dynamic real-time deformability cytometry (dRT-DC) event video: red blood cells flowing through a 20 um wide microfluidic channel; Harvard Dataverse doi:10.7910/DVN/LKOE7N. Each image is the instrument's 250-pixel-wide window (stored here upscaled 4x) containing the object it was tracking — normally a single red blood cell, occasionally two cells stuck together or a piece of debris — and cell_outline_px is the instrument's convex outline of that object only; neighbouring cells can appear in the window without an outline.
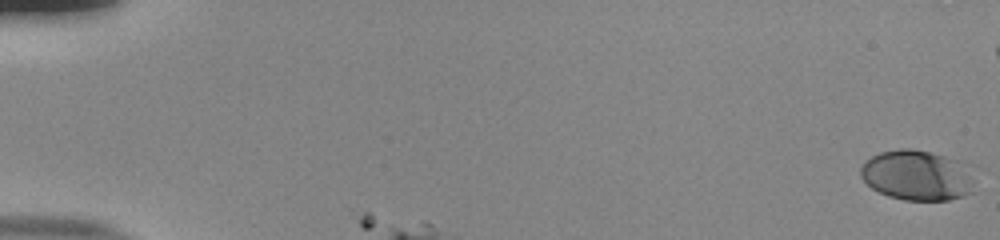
{"species": "human", "species_latin": "Homo sapiens", "temperature_condition": "room temperature", "stored_images_in_passage": 34, "camera_frame_rate_fps": 3000, "um_per_image_px": 0.085, "donor": {"sex": "male"}, "frame": {"image": 1, "passage_image": 1, "time_ms": 0.0, "image_size_px": [1000, 240], "cell_outline_px": [[976, 192], [964, 196], [948, 200], [904, 200], [888, 196], [872, 188], [860, 176], [860, 168], [864, 160], [880, 152], [900, 148], [912, 148], [964, 160]], "centroid_in_image_um": [77.96, 14.89], "position_along_channel_um": 7.0, "area_um2": 33.76}}
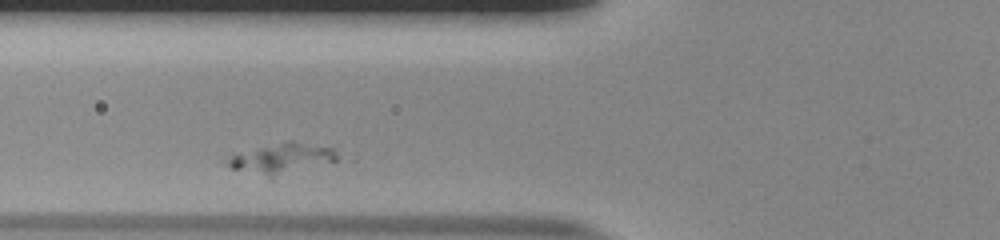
{"frame": {"image": 2, "passage_image": 8, "time_ms": 2.333, "image_size_px": [1000, 240], "cell_outline_px": [[336, 160], [272, 180], [232, 168], [228, 164], [228, 152], [288, 140], [296, 140], [336, 144]], "centroid_in_image_um": [23.96, 13.43], "position_along_channel_um": 101.8, "area_um2": 21.27}}
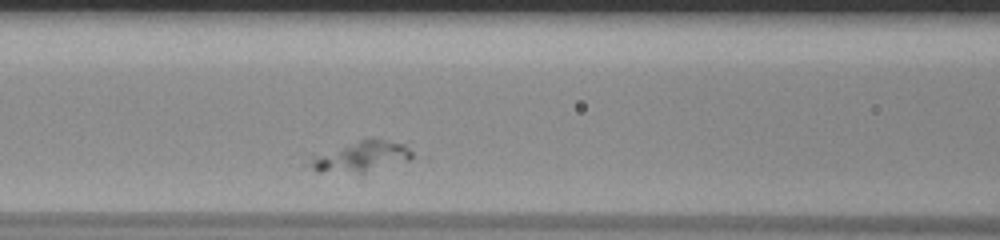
{"frame": {"image": 3, "passage_image": 11, "time_ms": 3.333, "image_size_px": [1000, 240], "cell_outline_px": [[420, 156], [408, 160], [364, 172], [320, 172], [304, 164], [312, 156], [360, 140], [408, 140]], "centroid_in_image_um": [30.86, 13.28], "position_along_channel_um": 135.7, "area_um2": 18.61}}